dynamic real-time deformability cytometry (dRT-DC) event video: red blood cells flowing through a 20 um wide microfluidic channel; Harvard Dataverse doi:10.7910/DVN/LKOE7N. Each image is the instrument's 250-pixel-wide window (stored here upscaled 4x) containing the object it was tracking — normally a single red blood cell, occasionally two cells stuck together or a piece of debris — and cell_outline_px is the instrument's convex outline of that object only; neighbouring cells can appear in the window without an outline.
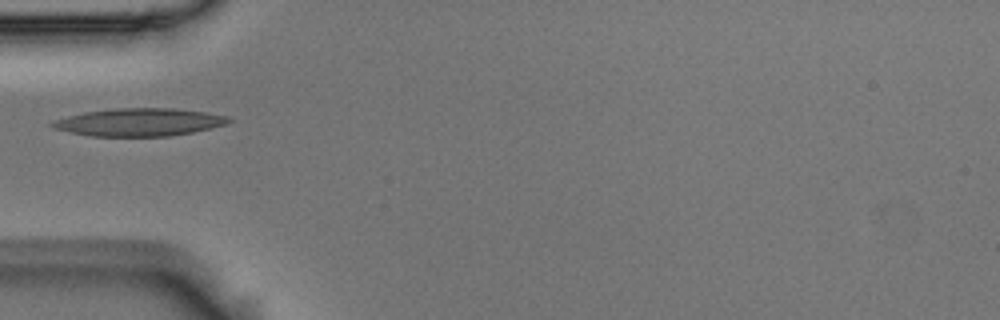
{"species": "Egyptian fruit bat (a non-hibernating species)", "species_latin": "Rousettus aegyptiacus", "temperature_condition": "room temperature", "stored_images_in_passage": 4, "camera_frame_rate_fps": 3000, "um_per_image_px": 0.085, "animal": {"sex": "male"}, "frame": {"image": 1, "passage_image": 4, "time_ms": 1.0, "image_size_px": [1000, 320], "cell_outline_px": [[232, 120], [224, 124], [192, 132], [168, 136], [92, 136], [52, 128], [48, 124], [56, 120], [68, 116], [84, 112], [112, 108], [176, 108], [204, 112], [228, 116]], "centroid_in_image_um": [11.81, 10.37], "position_along_channel_um": 73.2, "area_um2": 28.26}}